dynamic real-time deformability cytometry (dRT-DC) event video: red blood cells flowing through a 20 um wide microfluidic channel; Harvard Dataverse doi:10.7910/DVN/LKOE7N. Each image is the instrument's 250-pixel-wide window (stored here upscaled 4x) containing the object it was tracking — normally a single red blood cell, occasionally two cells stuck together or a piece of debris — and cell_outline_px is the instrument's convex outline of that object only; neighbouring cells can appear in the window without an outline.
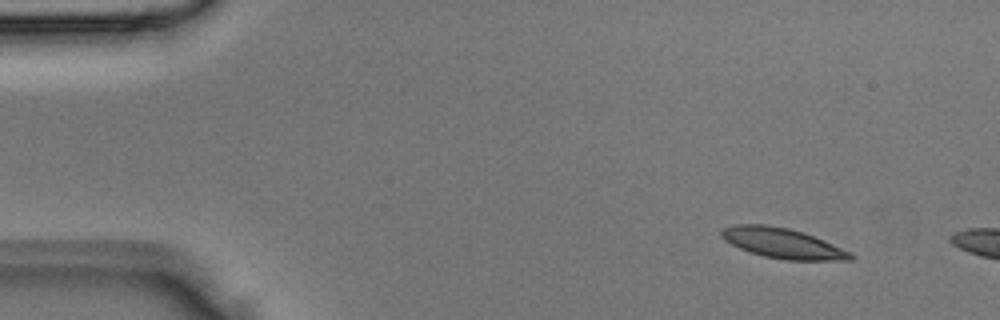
{"species": "Egyptian fruit bat (a non-hibernating species)", "species_latin": "Rousettus aegyptiacus", "temperature_condition": "room temperature", "stored_images_in_passage": 3, "camera_frame_rate_fps": 3000, "um_per_image_px": 0.085, "animal": {"sex": "male"}, "frame": {"image": 1, "passage_image": 1, "time_ms": 0.0, "image_size_px": [1000, 320], "cell_outline_px": [[856, 256], [852, 260], [784, 260], [764, 256], [740, 248], [724, 240], [720, 236], [720, 232], [724, 228], [736, 224], [764, 224], [788, 228], [804, 232], [852, 252]], "centroid_in_image_um": [66.55, 20.67], "position_along_channel_um": 18.5, "area_um2": 22.66}}